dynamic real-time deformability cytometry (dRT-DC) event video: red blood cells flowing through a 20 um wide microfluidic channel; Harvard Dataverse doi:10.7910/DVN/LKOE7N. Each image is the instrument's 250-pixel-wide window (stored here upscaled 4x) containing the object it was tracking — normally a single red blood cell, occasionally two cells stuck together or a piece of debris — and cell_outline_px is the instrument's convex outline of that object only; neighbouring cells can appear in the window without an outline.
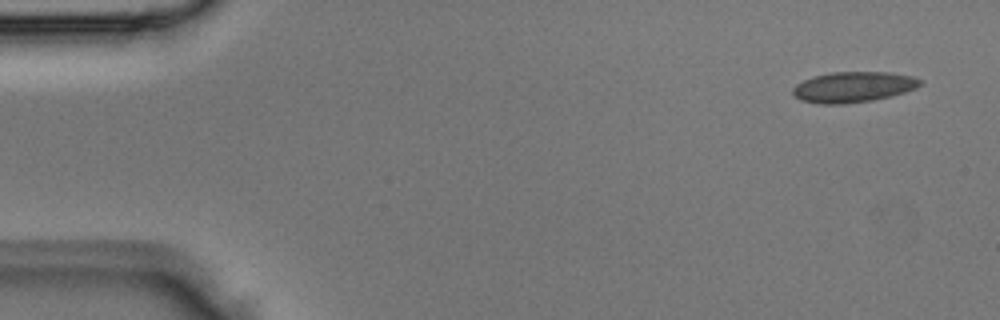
{"species": "Egyptian fruit bat (a non-hibernating species)", "species_latin": "Rousettus aegyptiacus", "temperature_condition": "room temperature", "stored_images_in_passage": 2, "segment_of_instrument_passage": [2, 2], "camera_frame_rate_fps": 3000, "um_per_image_px": 0.085, "animal": {"sex": "male"}, "frame": {"image": 1, "passage_image": 2, "time_ms": 0.333, "image_size_px": [1000, 320], "cell_outline_px": [[924, 84], [916, 88], [892, 96], [872, 100], [844, 104], [820, 104], [800, 100], [792, 92], [792, 88], [796, 84], [812, 76], [832, 72], [888, 72], [912, 76], [924, 80]], "centroid_in_image_um": [72.55, 7.39], "position_along_channel_um": 12.4, "area_um2": 22.89}}